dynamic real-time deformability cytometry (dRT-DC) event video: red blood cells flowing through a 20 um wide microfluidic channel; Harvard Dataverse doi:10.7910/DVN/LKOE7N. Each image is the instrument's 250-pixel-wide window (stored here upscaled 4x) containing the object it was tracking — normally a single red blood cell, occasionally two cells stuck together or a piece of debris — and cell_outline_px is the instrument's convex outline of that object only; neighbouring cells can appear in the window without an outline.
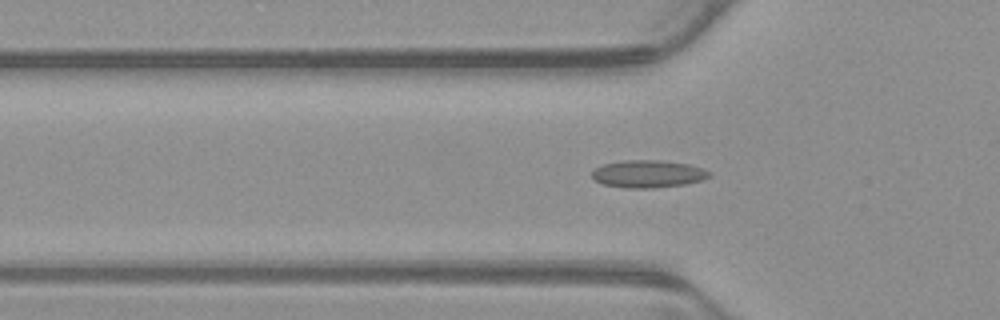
{"species": "common noctule bat (a hibernating species)", "species_latin": "Nyctalus noctula", "temperature_condition": "warm", "stored_images_in_passage": 33, "camera_frame_rate_fps": 3000, "um_per_image_px": 0.085, "animal": {"sex": "male", "body_mass_g": 23.1, "forearm_length_mm": 52.7}, "frame": {"image": 1, "passage_image": 4, "time_ms": 1.0, "image_size_px": [1000, 320], "cell_outline_px": [[712, 176], [700, 180], [684, 184], [652, 188], [628, 188], [604, 184], [596, 180], [592, 176], [592, 172], [596, 168], [604, 164], [624, 160], [660, 160], [688, 164], [712, 172]], "centroid_in_image_um": [55.1, 14.77], "position_along_channel_um": 70.7, "area_um2": 18.55}}
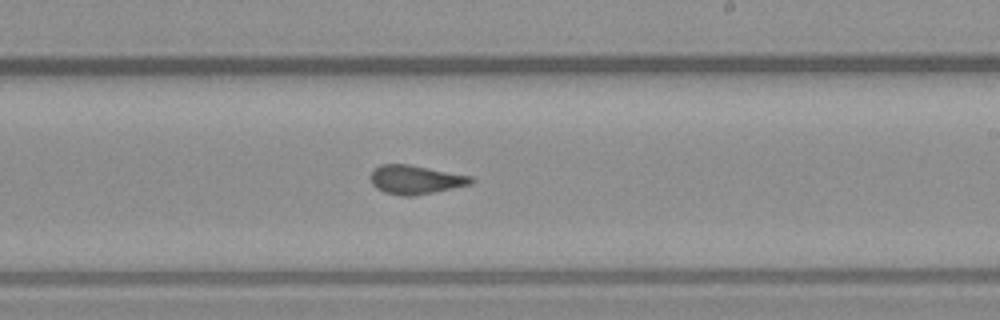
{"frame": {"image": 2, "passage_image": 18, "time_ms": 5.667, "image_size_px": [1000, 320], "cell_outline_px": [[476, 180], [472, 184], [412, 196], [400, 196], [384, 192], [376, 188], [372, 184], [372, 172], [380, 164], [408, 164], [472, 176]], "centroid_in_image_um": [35.34, 15.27], "position_along_channel_um": 253.7, "area_um2": 16.76}}
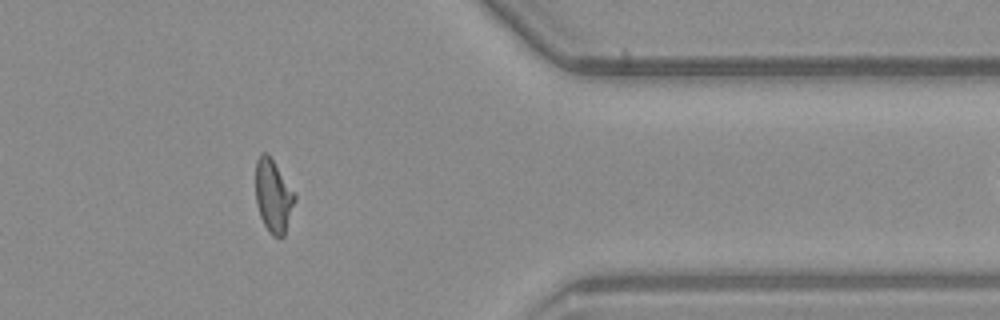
{"frame": {"image": 3, "passage_image": 30, "time_ms": 9.667, "image_size_px": [1000, 320], "cell_outline_px": [[296, 200], [284, 236], [272, 236], [268, 232], [260, 216], [256, 204], [256, 160], [260, 152], [268, 152], [296, 196]], "centroid_in_image_um": [23.22, 16.65], "position_along_channel_um": 388.2, "area_um2": 16.65}}